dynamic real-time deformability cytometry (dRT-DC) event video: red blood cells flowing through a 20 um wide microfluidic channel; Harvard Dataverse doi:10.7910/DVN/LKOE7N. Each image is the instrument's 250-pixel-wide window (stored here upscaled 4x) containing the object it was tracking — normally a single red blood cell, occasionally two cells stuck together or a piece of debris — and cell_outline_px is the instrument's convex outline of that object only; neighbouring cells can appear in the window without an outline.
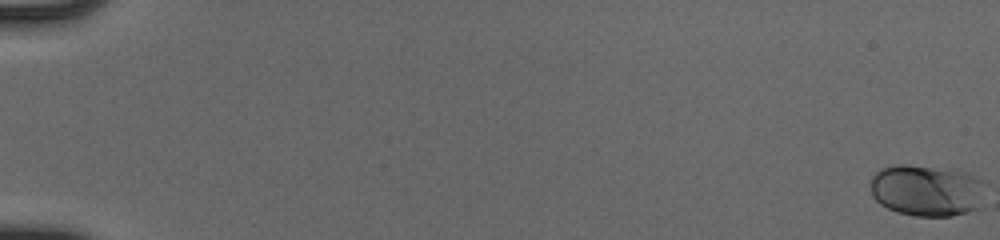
{"species": "human", "species_latin": "Homo sapiens", "temperature_condition": "cold", "stored_images_in_passage": 53, "camera_frame_rate_fps": 3000, "um_per_image_px": 0.085, "donor": {"sex": "male"}, "frame": {"image": 1, "passage_image": 1, "time_ms": 0.0, "image_size_px": [1000, 240], "cell_outline_px": [[984, 180], [976, 208], [968, 212], [952, 216], [916, 216], [896, 212], [880, 204], [872, 196], [868, 184], [872, 176], [880, 168], [900, 164], [908, 164], [968, 172]], "centroid_in_image_um": [78.68, 16.17], "position_along_channel_um": 6.3, "area_um2": 34.51}}
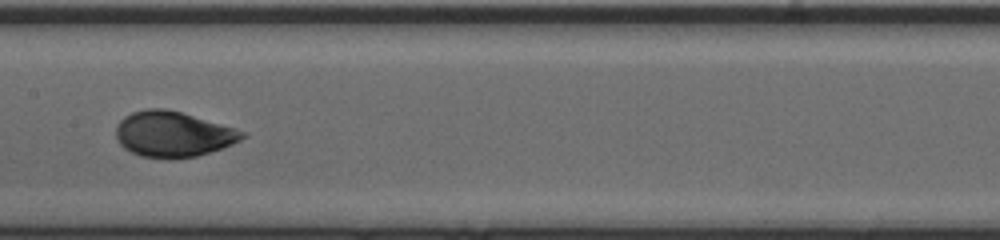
{"frame": {"image": 2, "passage_image": 30, "time_ms": 9.667, "image_size_px": [1000, 240], "cell_outline_px": [[248, 136], [232, 144], [196, 156], [168, 160], [140, 156], [124, 148], [120, 144], [116, 136], [116, 124], [124, 116], [132, 112], [144, 108], [164, 108], [180, 112], [248, 132]], "centroid_in_image_um": [14.68, 11.41], "position_along_channel_um": 192.7, "area_um2": 33.64}}
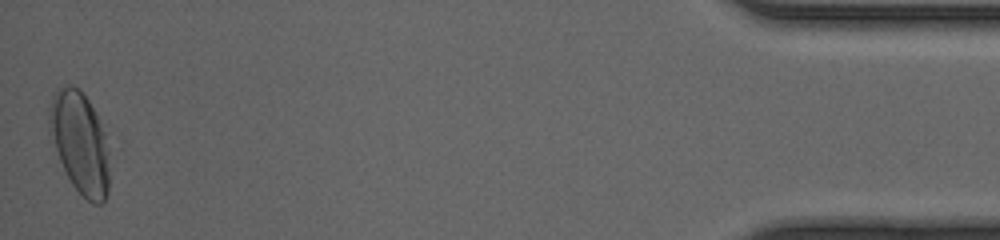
{"frame": {"image": 3, "passage_image": 53, "time_ms": 17.333, "image_size_px": [1000, 240], "cell_outline_px": [[108, 192], [104, 200], [100, 204], [92, 204], [72, 184], [60, 160], [48, 132], [48, 108], [52, 96], [56, 88], [64, 84], [68, 84], [76, 88], [88, 100], [104, 132], [108, 152]], "centroid_in_image_um": [6.75, 12.1], "position_along_channel_um": 428.5, "area_um2": 35.26}, "authors_computed_cell_mechanics": {"area_um2": 32.7148, "velocity_mm_per_s": 4.1163, "shape_relaxation_time_tau1_ms": 2.8638, "shape_relaxation_time_tau2_ms": null, "deformation_change_tau1": 0.1466, "deformation_change_tau2": null}}